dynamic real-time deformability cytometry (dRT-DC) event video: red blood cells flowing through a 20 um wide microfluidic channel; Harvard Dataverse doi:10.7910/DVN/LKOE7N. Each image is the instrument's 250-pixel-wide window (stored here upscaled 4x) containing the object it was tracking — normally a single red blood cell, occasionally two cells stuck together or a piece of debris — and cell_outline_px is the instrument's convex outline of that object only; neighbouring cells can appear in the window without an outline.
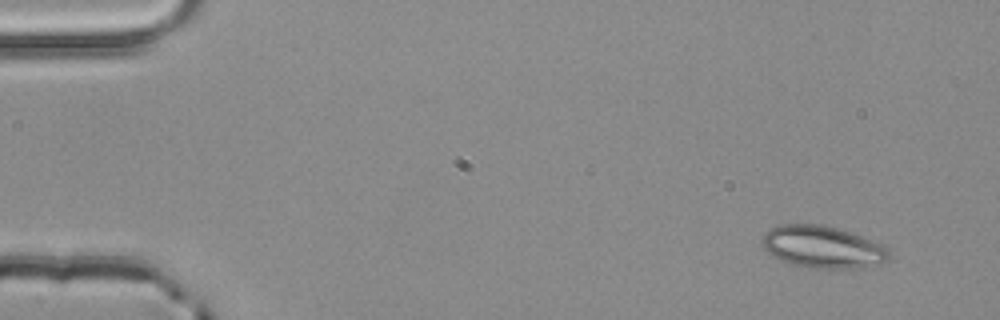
{"species": "common noctule bat (a hibernating species)", "species_latin": "Nyctalus noctula", "temperature_condition": "room temperature", "stored_images_in_passage": 3, "camera_frame_rate_fps": 3000, "um_per_image_px": 0.085, "animal": {"sex": "male", "body_mass_g": 20.4}, "frame": {"image": 1, "passage_image": 1, "time_ms": 0.0, "image_size_px": [1000, 320], "cell_outline_px": [[888, 260], [864, 268], [808, 268], [780, 260], [772, 256], [764, 248], [764, 232], [772, 228], [784, 224], [820, 224], [836, 228], [860, 236], [880, 244], [888, 248]], "centroid_in_image_um": [69.91, 21.0], "position_along_channel_um": 15.1, "area_um2": 30.69}}